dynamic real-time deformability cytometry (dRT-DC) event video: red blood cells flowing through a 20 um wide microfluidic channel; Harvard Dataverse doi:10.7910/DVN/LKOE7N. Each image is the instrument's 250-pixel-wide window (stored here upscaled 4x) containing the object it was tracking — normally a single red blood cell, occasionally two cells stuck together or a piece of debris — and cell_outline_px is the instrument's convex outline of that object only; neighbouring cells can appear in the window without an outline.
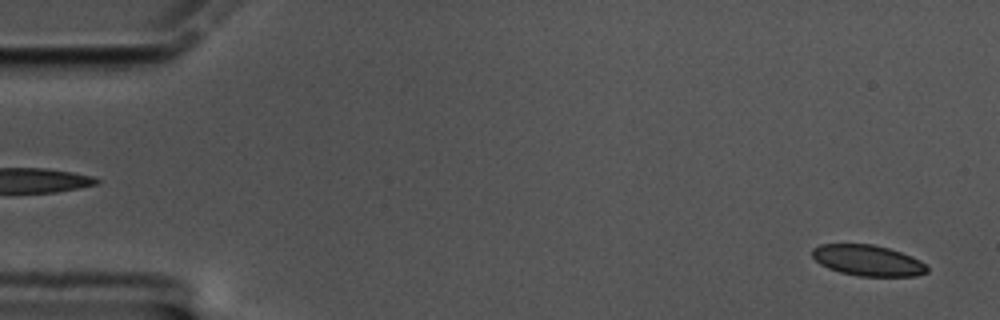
{"species": "common noctule bat (a hibernating species)", "species_latin": "Nyctalus noctula", "temperature_condition": "cold", "stored_images_in_passage": 60, "camera_frame_rate_fps": 3000, "um_per_image_px": 0.085, "animal": {"sex": "male", "body_mass_g": 17.5, "forearm_length_mm": 52.3}, "frame": {"image": 1, "passage_image": 2, "time_ms": 0.333, "image_size_px": [1000, 320], "cell_outline_px": [[928, 272], [916, 276], [860, 276], [840, 272], [828, 268], [820, 264], [812, 256], [812, 248], [820, 244], [872, 244], [888, 248], [912, 256], [920, 260], [928, 268]], "centroid_in_image_um": [73.75, 22.13], "position_along_channel_um": 11.2, "area_um2": 20.63}}
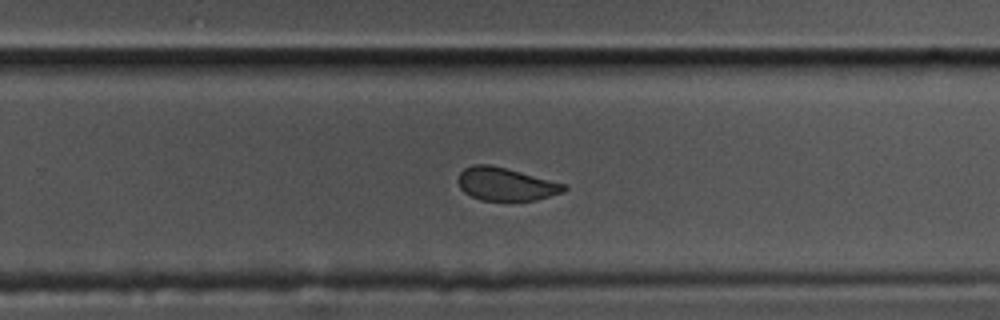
{"frame": {"image": 2, "passage_image": 38, "time_ms": 12.333, "image_size_px": [1000, 320], "cell_outline_px": [[568, 188], [564, 192], [536, 200], [480, 200], [464, 192], [460, 188], [456, 180], [456, 176], [464, 168], [472, 164], [492, 164], [568, 184]], "centroid_in_image_um": [42.99, 15.63], "position_along_channel_um": 286.8, "area_um2": 20.75}}
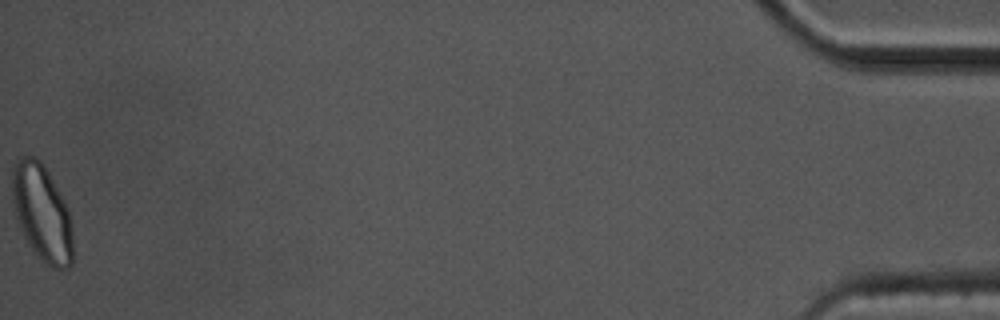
{"frame": {"image": 3, "passage_image": 60, "time_ms": 19.667, "image_size_px": [1000, 320], "cell_outline_px": [[72, 264], [68, 268], [52, 268], [32, 248], [20, 228], [16, 216], [12, 200], [12, 172], [20, 156], [36, 156], [40, 160], [48, 172], [64, 200], [68, 208], [72, 228]], "centroid_in_image_um": [3.57, 18.06], "position_along_channel_um": 431.6, "area_um2": 33.64}, "authors_computed_cell_mechanics": {"area_um2": 22.0796, "velocity_mm_per_s": 3.3287, "shape_relaxation_time_tau1_ms": 10.1673, "shape_relaxation_time_tau2_ms": 1.3169, "deformation_change_tau1": 0.1488, "deformation_change_tau2": 0.0571}}